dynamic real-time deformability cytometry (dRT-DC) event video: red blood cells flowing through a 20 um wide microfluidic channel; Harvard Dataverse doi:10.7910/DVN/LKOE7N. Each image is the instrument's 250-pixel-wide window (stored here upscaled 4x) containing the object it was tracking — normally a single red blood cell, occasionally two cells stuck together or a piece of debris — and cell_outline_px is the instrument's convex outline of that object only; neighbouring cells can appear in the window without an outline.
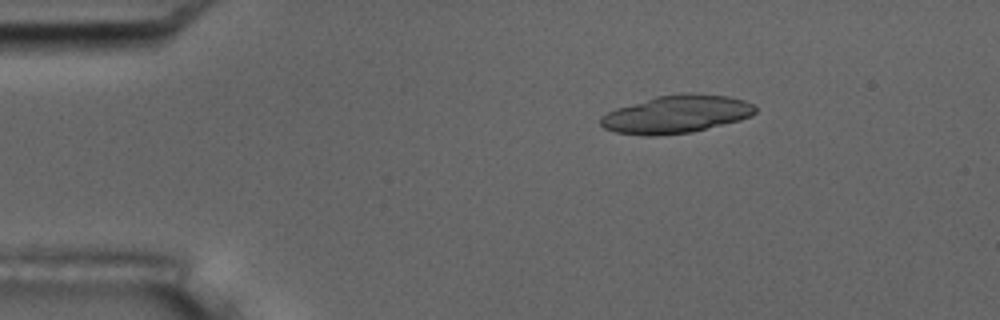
{"species": "common noctule bat (a hibernating species)", "species_latin": "Nyctalus noctula", "temperature_condition": "room temperature", "stored_images_in_passage": 54, "camera_frame_rate_fps": 3000, "um_per_image_px": 0.085, "animal": {"sex": "male", "body_mass_g": 17.5, "forearm_length_mm": 52.3}, "frame": {"image": 1, "passage_image": 9, "time_ms": 2.667, "image_size_px": [1000, 320], "cell_outline_px": [[756, 112], [752, 116], [740, 120], [692, 132], [656, 136], [644, 136], [616, 132], [604, 128], [600, 124], [600, 116], [616, 108], [656, 96], [680, 92], [688, 92], [728, 96], [744, 100], [752, 104], [756, 108]], "centroid_in_image_um": [57.49, 9.7], "position_along_channel_um": 27.5, "area_um2": 34.39}}